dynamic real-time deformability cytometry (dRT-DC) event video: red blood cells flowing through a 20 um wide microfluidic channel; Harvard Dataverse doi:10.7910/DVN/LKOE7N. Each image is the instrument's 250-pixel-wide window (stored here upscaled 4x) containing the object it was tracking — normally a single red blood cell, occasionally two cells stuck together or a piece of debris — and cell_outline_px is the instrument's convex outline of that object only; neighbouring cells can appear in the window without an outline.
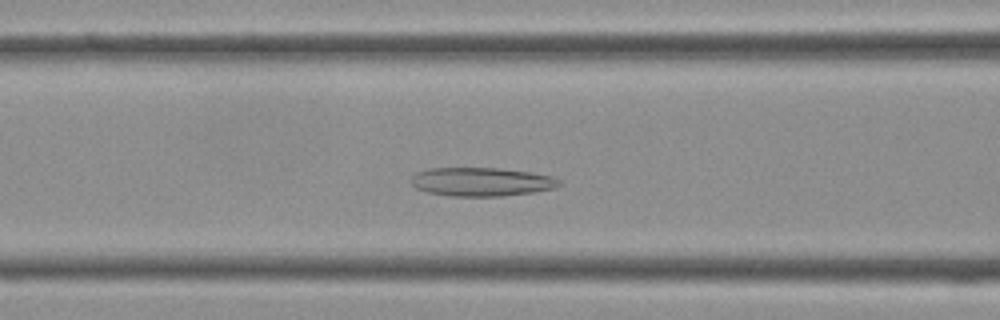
{"species": "Egyptian fruit bat (a non-hibernating species)", "species_latin": "Rousettus aegyptiacus", "temperature_condition": "cold", "stored_images_in_passage": 38, "camera_frame_rate_fps": 3000, "um_per_image_px": 0.085, "frame": {"image": 1, "passage_image": 13, "time_ms": 4.0, "image_size_px": [1000, 320], "cell_outline_px": [[560, 184], [556, 188], [532, 192], [500, 196], [452, 196], [428, 192], [416, 188], [408, 180], [416, 172], [428, 168], [500, 168], [532, 172], [552, 176], [560, 180]], "centroid_in_image_um": [40.91, 15.44], "position_along_channel_um": 125.7, "area_um2": 24.85}}
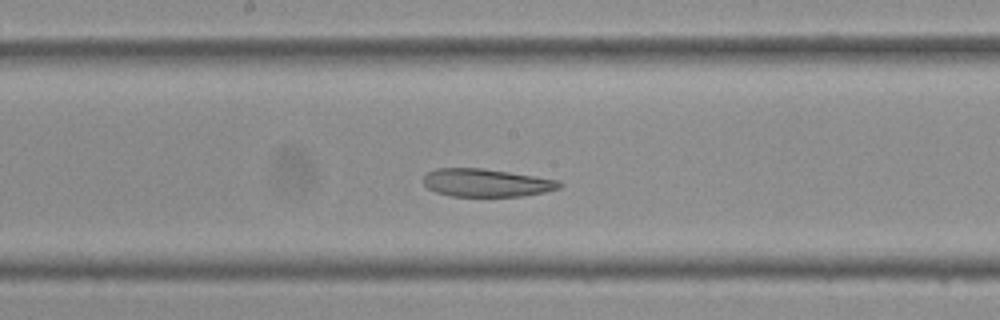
{"frame": {"image": 2, "passage_image": 18, "time_ms": 5.667, "image_size_px": [1000, 320], "cell_outline_px": [[564, 184], [560, 188], [544, 192], [524, 196], [452, 196], [436, 192], [428, 188], [424, 184], [424, 176], [428, 172], [436, 168], [484, 168], [560, 180]], "centroid_in_image_um": [41.37, 15.53], "position_along_channel_um": 206.8, "area_um2": 22.2}}
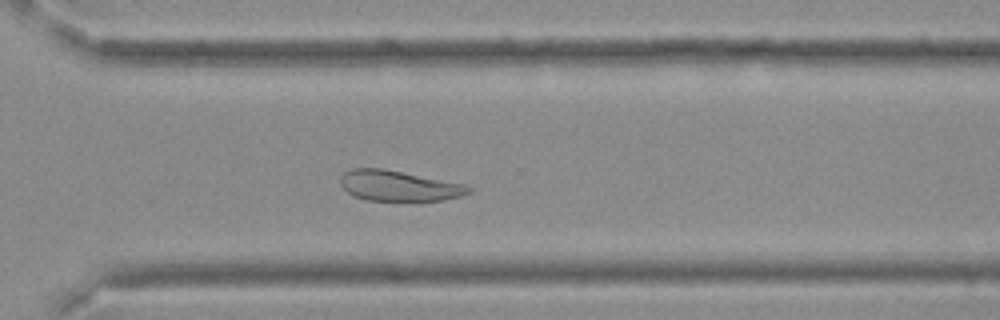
{"frame": {"image": 3, "passage_image": 26, "time_ms": 8.333, "image_size_px": [1000, 320], "cell_outline_px": [[472, 192], [464, 196], [444, 200], [368, 200], [352, 196], [340, 184], [340, 176], [344, 172], [352, 168], [384, 168], [464, 184], [472, 188]], "centroid_in_image_um": [33.9, 15.79], "position_along_channel_um": 336.7, "area_um2": 22.83}}